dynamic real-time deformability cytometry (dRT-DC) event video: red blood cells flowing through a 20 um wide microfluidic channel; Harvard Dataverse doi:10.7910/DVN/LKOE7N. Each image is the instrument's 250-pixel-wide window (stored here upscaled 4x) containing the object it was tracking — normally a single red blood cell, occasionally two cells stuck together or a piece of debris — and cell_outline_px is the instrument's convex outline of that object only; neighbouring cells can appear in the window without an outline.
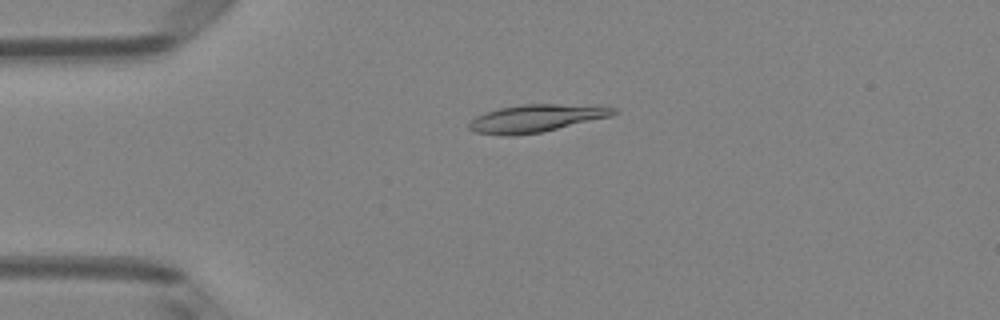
{"species": "Egyptian fruit bat (a non-hibernating species)", "species_latin": "Rousettus aegyptiacus", "temperature_condition": "room temperature", "stored_images_in_passage": 51, "camera_frame_rate_fps": 3000, "um_per_image_px": 0.085, "animal": {"sex": "female"}, "frame": {"image": 1, "passage_image": 12, "time_ms": 3.667, "image_size_px": [1000, 320], "cell_outline_px": [[616, 112], [612, 116], [540, 132], [516, 136], [508, 136], [476, 132], [468, 128], [468, 124], [476, 116], [500, 108], [524, 104], [556, 104], [616, 108]], "centroid_in_image_um": [45.52, 10.07], "position_along_channel_um": 39.5, "area_um2": 22.66}}
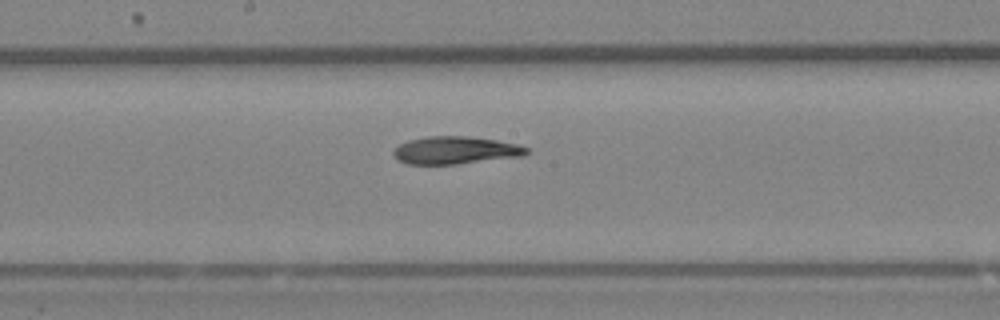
{"frame": {"image": 2, "passage_image": 27, "time_ms": 8.667, "image_size_px": [1000, 320], "cell_outline_px": [[528, 152], [520, 156], [456, 164], [408, 164], [396, 160], [392, 152], [400, 144], [408, 140], [428, 136], [464, 136], [496, 140], [516, 144], [528, 148]], "centroid_in_image_um": [38.65, 12.77], "position_along_channel_um": 209.6, "area_um2": 21.15}}
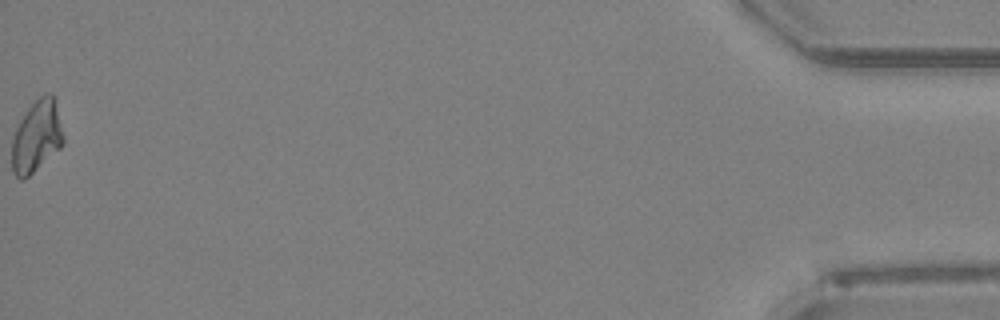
{"frame": {"image": 3, "passage_image": 51, "time_ms": 16.667, "image_size_px": [1000, 320], "cell_outline_px": [[64, 144], [60, 148], [24, 180], [20, 180], [12, 172], [12, 140], [16, 128], [20, 120], [28, 108], [40, 96], [48, 92], [52, 92], [56, 100], [64, 136]], "centroid_in_image_um": [3.13, 11.59], "position_along_channel_um": 432.1, "area_um2": 21.68}, "authors_computed_cell_mechanics": {"area_um2": 21.675, "velocity_mm_per_s": 4.0234, "shape_relaxation_time_tau1_ms": 8.8802, "shape_relaxation_time_tau2_ms": 3.2754, "deformation_change_tau1": 0.2193, "deformation_change_tau2": 0.0977}}